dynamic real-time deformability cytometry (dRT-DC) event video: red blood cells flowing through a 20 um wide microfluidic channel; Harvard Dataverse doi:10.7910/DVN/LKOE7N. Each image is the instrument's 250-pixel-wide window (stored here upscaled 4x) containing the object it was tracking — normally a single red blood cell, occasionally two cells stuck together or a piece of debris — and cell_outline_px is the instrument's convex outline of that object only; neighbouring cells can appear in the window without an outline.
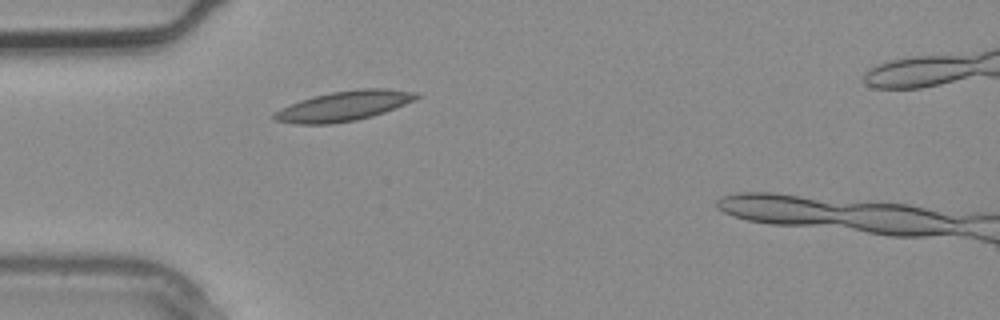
{"species": "common noctule bat (a hibernating species)", "species_latin": "Nyctalus noctula", "temperature_condition": "warm", "stored_images_in_passage": 3, "camera_frame_rate_fps": 3000, "um_per_image_px": 0.085, "animal": {"sex": "male", "body_mass_g": 20.4}, "frame": {"image": 1, "passage_image": 2, "time_ms": 0.333, "image_size_px": [1000, 320], "cell_outline_px": [[420, 96], [404, 104], [384, 112], [372, 116], [356, 120], [332, 124], [296, 124], [272, 120], [272, 116], [280, 108], [300, 100], [312, 96], [332, 92], [360, 88], [388, 88], [416, 92]], "centroid_in_image_um": [29.18, 9.01], "position_along_channel_um": 55.8, "area_um2": 24.74}}